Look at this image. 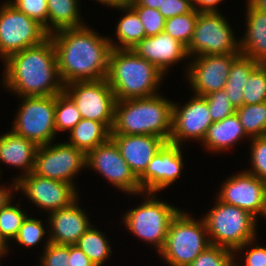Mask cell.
<instances>
[{
  "mask_svg": "<svg viewBox=\"0 0 266 266\" xmlns=\"http://www.w3.org/2000/svg\"><path fill=\"white\" fill-rule=\"evenodd\" d=\"M238 262H239V261H236V259H235V266H240V265L238 264Z\"/></svg>",
  "mask_w": 266,
  "mask_h": 266,
  "instance_id": "51",
  "label": "cell"
},
{
  "mask_svg": "<svg viewBox=\"0 0 266 266\" xmlns=\"http://www.w3.org/2000/svg\"><path fill=\"white\" fill-rule=\"evenodd\" d=\"M0 6V58L41 44L49 37L44 27L19 11L9 1Z\"/></svg>",
  "mask_w": 266,
  "mask_h": 266,
  "instance_id": "10",
  "label": "cell"
},
{
  "mask_svg": "<svg viewBox=\"0 0 266 266\" xmlns=\"http://www.w3.org/2000/svg\"><path fill=\"white\" fill-rule=\"evenodd\" d=\"M19 11L37 21L47 32V0H8Z\"/></svg>",
  "mask_w": 266,
  "mask_h": 266,
  "instance_id": "40",
  "label": "cell"
},
{
  "mask_svg": "<svg viewBox=\"0 0 266 266\" xmlns=\"http://www.w3.org/2000/svg\"><path fill=\"white\" fill-rule=\"evenodd\" d=\"M95 1V0H94ZM97 2L101 3L104 6H107V8L112 7H118L124 3H126L127 0H96Z\"/></svg>",
  "mask_w": 266,
  "mask_h": 266,
  "instance_id": "48",
  "label": "cell"
},
{
  "mask_svg": "<svg viewBox=\"0 0 266 266\" xmlns=\"http://www.w3.org/2000/svg\"><path fill=\"white\" fill-rule=\"evenodd\" d=\"M141 195L144 201L125 211L122 220L131 234L154 246L159 253L165 244L170 223L181 209L160 200L156 193L143 192Z\"/></svg>",
  "mask_w": 266,
  "mask_h": 266,
  "instance_id": "6",
  "label": "cell"
},
{
  "mask_svg": "<svg viewBox=\"0 0 266 266\" xmlns=\"http://www.w3.org/2000/svg\"><path fill=\"white\" fill-rule=\"evenodd\" d=\"M82 169H86V154L66 141L51 142L37 149L33 168L36 175L67 182L78 189L74 181Z\"/></svg>",
  "mask_w": 266,
  "mask_h": 266,
  "instance_id": "11",
  "label": "cell"
},
{
  "mask_svg": "<svg viewBox=\"0 0 266 266\" xmlns=\"http://www.w3.org/2000/svg\"><path fill=\"white\" fill-rule=\"evenodd\" d=\"M63 91L74 101L83 119L103 123L111 131L116 98L106 78L66 84Z\"/></svg>",
  "mask_w": 266,
  "mask_h": 266,
  "instance_id": "12",
  "label": "cell"
},
{
  "mask_svg": "<svg viewBox=\"0 0 266 266\" xmlns=\"http://www.w3.org/2000/svg\"><path fill=\"white\" fill-rule=\"evenodd\" d=\"M79 0H47V33L84 26Z\"/></svg>",
  "mask_w": 266,
  "mask_h": 266,
  "instance_id": "26",
  "label": "cell"
},
{
  "mask_svg": "<svg viewBox=\"0 0 266 266\" xmlns=\"http://www.w3.org/2000/svg\"><path fill=\"white\" fill-rule=\"evenodd\" d=\"M216 196L221 202L266 218V182L242 170L223 180ZM259 215V216H258Z\"/></svg>",
  "mask_w": 266,
  "mask_h": 266,
  "instance_id": "15",
  "label": "cell"
},
{
  "mask_svg": "<svg viewBox=\"0 0 266 266\" xmlns=\"http://www.w3.org/2000/svg\"><path fill=\"white\" fill-rule=\"evenodd\" d=\"M111 138L137 178L145 172L154 155L166 143L162 138L153 135L111 134Z\"/></svg>",
  "mask_w": 266,
  "mask_h": 266,
  "instance_id": "21",
  "label": "cell"
},
{
  "mask_svg": "<svg viewBox=\"0 0 266 266\" xmlns=\"http://www.w3.org/2000/svg\"><path fill=\"white\" fill-rule=\"evenodd\" d=\"M141 58L155 65L165 76L171 66L189 59L187 47L166 32L145 37L132 48Z\"/></svg>",
  "mask_w": 266,
  "mask_h": 266,
  "instance_id": "20",
  "label": "cell"
},
{
  "mask_svg": "<svg viewBox=\"0 0 266 266\" xmlns=\"http://www.w3.org/2000/svg\"><path fill=\"white\" fill-rule=\"evenodd\" d=\"M20 190L31 204L47 213L67 207L80 197L72 184L44 178L33 172L17 180V191Z\"/></svg>",
  "mask_w": 266,
  "mask_h": 266,
  "instance_id": "16",
  "label": "cell"
},
{
  "mask_svg": "<svg viewBox=\"0 0 266 266\" xmlns=\"http://www.w3.org/2000/svg\"><path fill=\"white\" fill-rule=\"evenodd\" d=\"M105 233L91 226L77 241V245L88 258L96 265L103 266L104 262L111 257L112 249Z\"/></svg>",
  "mask_w": 266,
  "mask_h": 266,
  "instance_id": "29",
  "label": "cell"
},
{
  "mask_svg": "<svg viewBox=\"0 0 266 266\" xmlns=\"http://www.w3.org/2000/svg\"><path fill=\"white\" fill-rule=\"evenodd\" d=\"M9 247L4 243V241L0 238V255L8 254Z\"/></svg>",
  "mask_w": 266,
  "mask_h": 266,
  "instance_id": "50",
  "label": "cell"
},
{
  "mask_svg": "<svg viewBox=\"0 0 266 266\" xmlns=\"http://www.w3.org/2000/svg\"><path fill=\"white\" fill-rule=\"evenodd\" d=\"M209 108L213 122H219L236 112L224 89L203 96Z\"/></svg>",
  "mask_w": 266,
  "mask_h": 266,
  "instance_id": "38",
  "label": "cell"
},
{
  "mask_svg": "<svg viewBox=\"0 0 266 266\" xmlns=\"http://www.w3.org/2000/svg\"><path fill=\"white\" fill-rule=\"evenodd\" d=\"M228 19L220 12H199L194 34L187 47L189 58L202 55L241 54L240 38L236 37Z\"/></svg>",
  "mask_w": 266,
  "mask_h": 266,
  "instance_id": "8",
  "label": "cell"
},
{
  "mask_svg": "<svg viewBox=\"0 0 266 266\" xmlns=\"http://www.w3.org/2000/svg\"><path fill=\"white\" fill-rule=\"evenodd\" d=\"M82 119L74 101L63 91L55 95V130L57 132H70Z\"/></svg>",
  "mask_w": 266,
  "mask_h": 266,
  "instance_id": "32",
  "label": "cell"
},
{
  "mask_svg": "<svg viewBox=\"0 0 266 266\" xmlns=\"http://www.w3.org/2000/svg\"><path fill=\"white\" fill-rule=\"evenodd\" d=\"M69 259L71 266H93L94 263L88 256L77 246L69 245Z\"/></svg>",
  "mask_w": 266,
  "mask_h": 266,
  "instance_id": "44",
  "label": "cell"
},
{
  "mask_svg": "<svg viewBox=\"0 0 266 266\" xmlns=\"http://www.w3.org/2000/svg\"><path fill=\"white\" fill-rule=\"evenodd\" d=\"M266 102V64H259L248 76L243 87V104Z\"/></svg>",
  "mask_w": 266,
  "mask_h": 266,
  "instance_id": "35",
  "label": "cell"
},
{
  "mask_svg": "<svg viewBox=\"0 0 266 266\" xmlns=\"http://www.w3.org/2000/svg\"><path fill=\"white\" fill-rule=\"evenodd\" d=\"M86 168H90L110 182L112 187L127 195H141L138 178L134 175L121 152L110 137L86 154Z\"/></svg>",
  "mask_w": 266,
  "mask_h": 266,
  "instance_id": "13",
  "label": "cell"
},
{
  "mask_svg": "<svg viewBox=\"0 0 266 266\" xmlns=\"http://www.w3.org/2000/svg\"><path fill=\"white\" fill-rule=\"evenodd\" d=\"M254 242L258 243L256 239H253L234 251L235 259H237L238 253L241 254V252H245V255H243L244 257H240L241 262L242 260L244 261L242 266H266V246L255 245Z\"/></svg>",
  "mask_w": 266,
  "mask_h": 266,
  "instance_id": "42",
  "label": "cell"
},
{
  "mask_svg": "<svg viewBox=\"0 0 266 266\" xmlns=\"http://www.w3.org/2000/svg\"><path fill=\"white\" fill-rule=\"evenodd\" d=\"M115 9L125 13L115 27V38L118 41L114 43L109 37L111 48L132 49L146 37L145 28L136 11L127 2Z\"/></svg>",
  "mask_w": 266,
  "mask_h": 266,
  "instance_id": "25",
  "label": "cell"
},
{
  "mask_svg": "<svg viewBox=\"0 0 266 266\" xmlns=\"http://www.w3.org/2000/svg\"><path fill=\"white\" fill-rule=\"evenodd\" d=\"M3 65L2 85L18 97L54 96L64 90L50 37L39 45L10 55Z\"/></svg>",
  "mask_w": 266,
  "mask_h": 266,
  "instance_id": "2",
  "label": "cell"
},
{
  "mask_svg": "<svg viewBox=\"0 0 266 266\" xmlns=\"http://www.w3.org/2000/svg\"><path fill=\"white\" fill-rule=\"evenodd\" d=\"M165 75L133 49H111L106 80L116 100L158 94Z\"/></svg>",
  "mask_w": 266,
  "mask_h": 266,
  "instance_id": "4",
  "label": "cell"
},
{
  "mask_svg": "<svg viewBox=\"0 0 266 266\" xmlns=\"http://www.w3.org/2000/svg\"><path fill=\"white\" fill-rule=\"evenodd\" d=\"M198 13L196 9H193L186 14L166 19L163 31L188 47L194 34Z\"/></svg>",
  "mask_w": 266,
  "mask_h": 266,
  "instance_id": "33",
  "label": "cell"
},
{
  "mask_svg": "<svg viewBox=\"0 0 266 266\" xmlns=\"http://www.w3.org/2000/svg\"><path fill=\"white\" fill-rule=\"evenodd\" d=\"M255 7L266 13V0H249Z\"/></svg>",
  "mask_w": 266,
  "mask_h": 266,
  "instance_id": "49",
  "label": "cell"
},
{
  "mask_svg": "<svg viewBox=\"0 0 266 266\" xmlns=\"http://www.w3.org/2000/svg\"><path fill=\"white\" fill-rule=\"evenodd\" d=\"M239 55H202L191 58L184 68V76L194 94L206 96L224 89L232 62Z\"/></svg>",
  "mask_w": 266,
  "mask_h": 266,
  "instance_id": "17",
  "label": "cell"
},
{
  "mask_svg": "<svg viewBox=\"0 0 266 266\" xmlns=\"http://www.w3.org/2000/svg\"><path fill=\"white\" fill-rule=\"evenodd\" d=\"M194 9L191 0H163L159 6V12L165 19L172 18L177 15H183Z\"/></svg>",
  "mask_w": 266,
  "mask_h": 266,
  "instance_id": "43",
  "label": "cell"
},
{
  "mask_svg": "<svg viewBox=\"0 0 266 266\" xmlns=\"http://www.w3.org/2000/svg\"><path fill=\"white\" fill-rule=\"evenodd\" d=\"M13 201L0 209V238L9 247V251L10 242L17 237L20 227L28 216L25 210L20 207L21 204L19 202L13 204Z\"/></svg>",
  "mask_w": 266,
  "mask_h": 266,
  "instance_id": "31",
  "label": "cell"
},
{
  "mask_svg": "<svg viewBox=\"0 0 266 266\" xmlns=\"http://www.w3.org/2000/svg\"><path fill=\"white\" fill-rule=\"evenodd\" d=\"M182 146L165 143L157 151L145 172L138 178L142 193H156L170 185L181 176L184 167Z\"/></svg>",
  "mask_w": 266,
  "mask_h": 266,
  "instance_id": "18",
  "label": "cell"
},
{
  "mask_svg": "<svg viewBox=\"0 0 266 266\" xmlns=\"http://www.w3.org/2000/svg\"><path fill=\"white\" fill-rule=\"evenodd\" d=\"M126 2L130 6H145L148 8L159 9V6L162 5L163 0H127Z\"/></svg>",
  "mask_w": 266,
  "mask_h": 266,
  "instance_id": "47",
  "label": "cell"
},
{
  "mask_svg": "<svg viewBox=\"0 0 266 266\" xmlns=\"http://www.w3.org/2000/svg\"><path fill=\"white\" fill-rule=\"evenodd\" d=\"M179 104L173 102L169 143L182 147L186 145V140L202 143L213 123L206 99L203 96L192 95L184 105Z\"/></svg>",
  "mask_w": 266,
  "mask_h": 266,
  "instance_id": "14",
  "label": "cell"
},
{
  "mask_svg": "<svg viewBox=\"0 0 266 266\" xmlns=\"http://www.w3.org/2000/svg\"><path fill=\"white\" fill-rule=\"evenodd\" d=\"M210 245L202 217L198 220L180 210L171 221L165 244L158 254L168 266H188Z\"/></svg>",
  "mask_w": 266,
  "mask_h": 266,
  "instance_id": "7",
  "label": "cell"
},
{
  "mask_svg": "<svg viewBox=\"0 0 266 266\" xmlns=\"http://www.w3.org/2000/svg\"><path fill=\"white\" fill-rule=\"evenodd\" d=\"M79 197L69 206L48 214L50 243L75 245L79 238L94 224L79 205Z\"/></svg>",
  "mask_w": 266,
  "mask_h": 266,
  "instance_id": "19",
  "label": "cell"
},
{
  "mask_svg": "<svg viewBox=\"0 0 266 266\" xmlns=\"http://www.w3.org/2000/svg\"><path fill=\"white\" fill-rule=\"evenodd\" d=\"M69 133L67 143L82 150L85 154L111 137V131L103 123L83 118Z\"/></svg>",
  "mask_w": 266,
  "mask_h": 266,
  "instance_id": "27",
  "label": "cell"
},
{
  "mask_svg": "<svg viewBox=\"0 0 266 266\" xmlns=\"http://www.w3.org/2000/svg\"><path fill=\"white\" fill-rule=\"evenodd\" d=\"M38 147L33 141L15 134L10 129L9 132L0 134V162L22 169L20 175L16 176L17 181L22 176L33 172ZM0 171L2 173L1 168Z\"/></svg>",
  "mask_w": 266,
  "mask_h": 266,
  "instance_id": "22",
  "label": "cell"
},
{
  "mask_svg": "<svg viewBox=\"0 0 266 266\" xmlns=\"http://www.w3.org/2000/svg\"><path fill=\"white\" fill-rule=\"evenodd\" d=\"M39 260V266H71L69 246L49 243Z\"/></svg>",
  "mask_w": 266,
  "mask_h": 266,
  "instance_id": "41",
  "label": "cell"
},
{
  "mask_svg": "<svg viewBox=\"0 0 266 266\" xmlns=\"http://www.w3.org/2000/svg\"><path fill=\"white\" fill-rule=\"evenodd\" d=\"M250 138L246 135L236 112L219 122H213L208 128L201 145L208 152L222 153L230 151L241 140Z\"/></svg>",
  "mask_w": 266,
  "mask_h": 266,
  "instance_id": "24",
  "label": "cell"
},
{
  "mask_svg": "<svg viewBox=\"0 0 266 266\" xmlns=\"http://www.w3.org/2000/svg\"><path fill=\"white\" fill-rule=\"evenodd\" d=\"M172 108L173 101L160 93L116 100L111 134L153 135L167 143L172 131Z\"/></svg>",
  "mask_w": 266,
  "mask_h": 266,
  "instance_id": "3",
  "label": "cell"
},
{
  "mask_svg": "<svg viewBox=\"0 0 266 266\" xmlns=\"http://www.w3.org/2000/svg\"><path fill=\"white\" fill-rule=\"evenodd\" d=\"M4 256H5V255H0V258L2 259ZM0 266H2V265H1V260H0Z\"/></svg>",
  "mask_w": 266,
  "mask_h": 266,
  "instance_id": "52",
  "label": "cell"
},
{
  "mask_svg": "<svg viewBox=\"0 0 266 266\" xmlns=\"http://www.w3.org/2000/svg\"><path fill=\"white\" fill-rule=\"evenodd\" d=\"M19 98L21 104L17 108L15 120L10 129L38 146L54 142L56 138L55 95Z\"/></svg>",
  "mask_w": 266,
  "mask_h": 266,
  "instance_id": "9",
  "label": "cell"
},
{
  "mask_svg": "<svg viewBox=\"0 0 266 266\" xmlns=\"http://www.w3.org/2000/svg\"><path fill=\"white\" fill-rule=\"evenodd\" d=\"M249 141V162L252 167L246 171L266 182V136L251 138Z\"/></svg>",
  "mask_w": 266,
  "mask_h": 266,
  "instance_id": "37",
  "label": "cell"
},
{
  "mask_svg": "<svg viewBox=\"0 0 266 266\" xmlns=\"http://www.w3.org/2000/svg\"><path fill=\"white\" fill-rule=\"evenodd\" d=\"M224 0H193L194 9L198 12H219V5ZM218 8V9H217Z\"/></svg>",
  "mask_w": 266,
  "mask_h": 266,
  "instance_id": "45",
  "label": "cell"
},
{
  "mask_svg": "<svg viewBox=\"0 0 266 266\" xmlns=\"http://www.w3.org/2000/svg\"><path fill=\"white\" fill-rule=\"evenodd\" d=\"M246 27L240 38L242 55L259 64H266V13L246 1Z\"/></svg>",
  "mask_w": 266,
  "mask_h": 266,
  "instance_id": "23",
  "label": "cell"
},
{
  "mask_svg": "<svg viewBox=\"0 0 266 266\" xmlns=\"http://www.w3.org/2000/svg\"><path fill=\"white\" fill-rule=\"evenodd\" d=\"M43 221L32 218L29 215L26 217L24 220L22 226L20 227L19 233L17 237L13 240V242H16L18 245H22L25 247H30L32 248L35 245H38L42 242V239H45L44 237L46 236V239L44 240V244L42 246L44 250L47 245L50 243L49 239V227H44ZM48 233V234H47ZM47 234V235H46Z\"/></svg>",
  "mask_w": 266,
  "mask_h": 266,
  "instance_id": "34",
  "label": "cell"
},
{
  "mask_svg": "<svg viewBox=\"0 0 266 266\" xmlns=\"http://www.w3.org/2000/svg\"><path fill=\"white\" fill-rule=\"evenodd\" d=\"M55 51L60 79L64 86L73 82L105 79L111 45L88 24L62 29L49 35Z\"/></svg>",
  "mask_w": 266,
  "mask_h": 266,
  "instance_id": "1",
  "label": "cell"
},
{
  "mask_svg": "<svg viewBox=\"0 0 266 266\" xmlns=\"http://www.w3.org/2000/svg\"><path fill=\"white\" fill-rule=\"evenodd\" d=\"M215 201L202 217L210 244L234 252L248 241L257 239L258 218L237 206L221 202L217 197Z\"/></svg>",
  "mask_w": 266,
  "mask_h": 266,
  "instance_id": "5",
  "label": "cell"
},
{
  "mask_svg": "<svg viewBox=\"0 0 266 266\" xmlns=\"http://www.w3.org/2000/svg\"><path fill=\"white\" fill-rule=\"evenodd\" d=\"M246 135L251 138L266 136V102L236 108Z\"/></svg>",
  "mask_w": 266,
  "mask_h": 266,
  "instance_id": "30",
  "label": "cell"
},
{
  "mask_svg": "<svg viewBox=\"0 0 266 266\" xmlns=\"http://www.w3.org/2000/svg\"><path fill=\"white\" fill-rule=\"evenodd\" d=\"M258 65L259 63L242 54L232 62L224 90L235 108L243 105V87Z\"/></svg>",
  "mask_w": 266,
  "mask_h": 266,
  "instance_id": "28",
  "label": "cell"
},
{
  "mask_svg": "<svg viewBox=\"0 0 266 266\" xmlns=\"http://www.w3.org/2000/svg\"><path fill=\"white\" fill-rule=\"evenodd\" d=\"M188 266H235V255L231 250L211 244Z\"/></svg>",
  "mask_w": 266,
  "mask_h": 266,
  "instance_id": "36",
  "label": "cell"
},
{
  "mask_svg": "<svg viewBox=\"0 0 266 266\" xmlns=\"http://www.w3.org/2000/svg\"><path fill=\"white\" fill-rule=\"evenodd\" d=\"M12 181V184L10 183L11 187H4L0 185V209L13 200V190L15 189L14 191H17V181L15 179H13Z\"/></svg>",
  "mask_w": 266,
  "mask_h": 266,
  "instance_id": "46",
  "label": "cell"
},
{
  "mask_svg": "<svg viewBox=\"0 0 266 266\" xmlns=\"http://www.w3.org/2000/svg\"><path fill=\"white\" fill-rule=\"evenodd\" d=\"M138 14L142 22L146 37L155 36L164 30L166 19L158 9L148 8L145 6H131Z\"/></svg>",
  "mask_w": 266,
  "mask_h": 266,
  "instance_id": "39",
  "label": "cell"
}]
</instances>
